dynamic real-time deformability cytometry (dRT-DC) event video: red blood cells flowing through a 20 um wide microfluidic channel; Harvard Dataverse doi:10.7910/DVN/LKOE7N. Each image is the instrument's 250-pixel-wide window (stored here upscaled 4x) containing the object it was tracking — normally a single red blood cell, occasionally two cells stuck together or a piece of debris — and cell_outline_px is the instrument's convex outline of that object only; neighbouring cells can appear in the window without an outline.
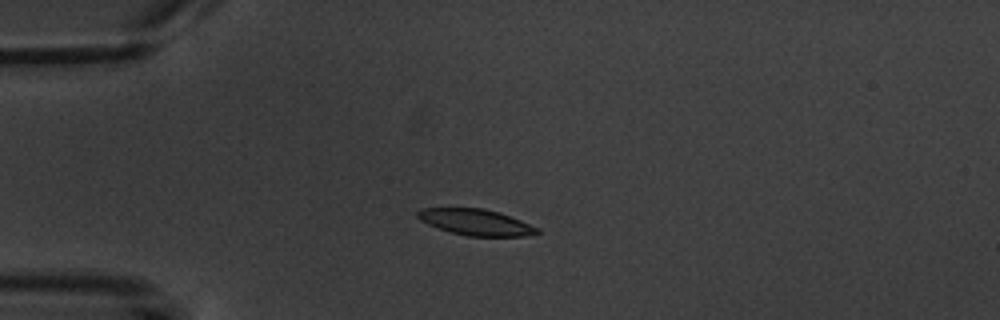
{"species": "common noctule bat (a hibernating species)", "species_latin": "Nyctalus noctula", "temperature_condition": "warm", "stored_images_in_passage": 4, "camera_frame_rate_fps": 3000, "um_per_image_px": 0.085, "animal": {"sex": "male", "body_mass_g": 20.1, "forearm_length_mm": 53.5}, "frame": {"image": 1, "passage_image": 4, "time_ms": 3.333, "image_size_px": [1000, 320], "cell_outline_px": [[540, 232], [524, 236], [468, 236], [452, 232], [428, 224], [420, 220], [416, 216], [416, 212], [420, 208], [484, 208], [500, 212], [540, 228]], "centroid_in_image_um": [40.45, 18.87], "position_along_channel_um": 44.6, "area_um2": 18.15}}